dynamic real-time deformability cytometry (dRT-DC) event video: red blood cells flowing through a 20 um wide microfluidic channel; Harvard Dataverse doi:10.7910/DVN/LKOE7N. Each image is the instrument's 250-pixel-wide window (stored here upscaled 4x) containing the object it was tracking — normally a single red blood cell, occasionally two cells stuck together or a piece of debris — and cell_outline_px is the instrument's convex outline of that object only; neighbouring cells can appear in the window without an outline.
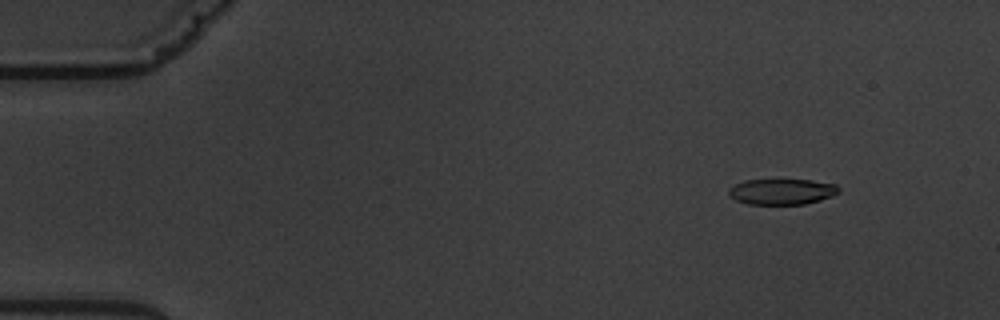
{"species": "common noctule bat (a hibernating species)", "species_latin": "Nyctalus noctula", "temperature_condition": "warm", "stored_images_in_passage": 6, "camera_frame_rate_fps": 3000, "um_per_image_px": 0.085, "animal": {"sex": "male", "body_mass_g": 19.5, "forearm_length_mm": 54.6}, "frame": {"image": 1, "passage_image": 2, "time_ms": 1.333, "image_size_px": [1000, 320], "cell_outline_px": [[840, 192], [832, 196], [820, 200], [804, 204], [748, 204], [736, 200], [728, 192], [728, 188], [744, 180], [812, 180], [836, 184], [840, 188]], "centroid_in_image_um": [66.49, 16.28], "position_along_channel_um": 18.5, "area_um2": 16.47}}
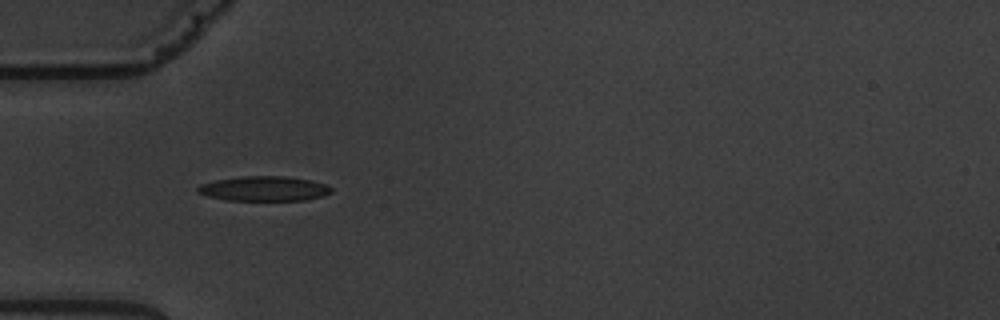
{"frame": {"image": 2, "passage_image": 5, "time_ms": 5.333, "image_size_px": [1000, 320], "cell_outline_px": [[332, 192], [324, 196], [304, 200], [228, 200], [208, 196], [196, 192], [196, 188], [200, 184], [216, 180], [244, 176], [288, 176], [308, 180], [324, 184], [332, 188]], "centroid_in_image_um": [22.43, 16.03], "position_along_channel_um": 62.6, "area_um2": 19.19}}